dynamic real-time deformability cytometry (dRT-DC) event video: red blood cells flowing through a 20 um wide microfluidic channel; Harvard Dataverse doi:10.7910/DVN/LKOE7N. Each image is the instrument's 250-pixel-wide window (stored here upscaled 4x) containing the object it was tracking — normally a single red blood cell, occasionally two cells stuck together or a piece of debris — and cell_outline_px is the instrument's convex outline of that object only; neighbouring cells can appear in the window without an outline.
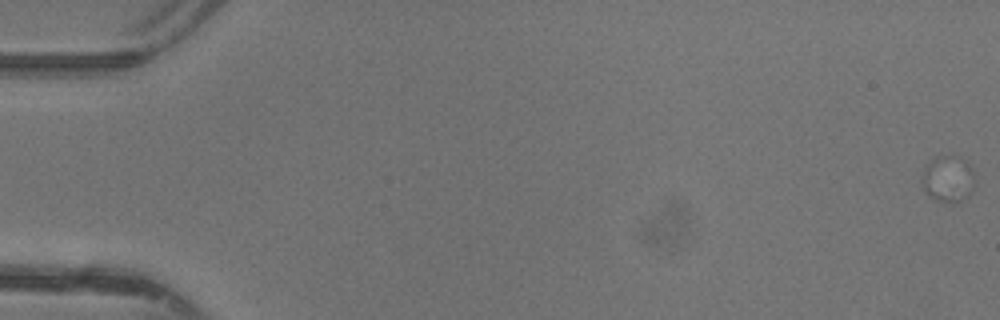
{"species": "common noctule bat (a hibernating species)", "species_latin": "Nyctalus noctula", "temperature_condition": "warm", "stored_images_in_passage": 3, "camera_frame_rate_fps": 3000, "um_per_image_px": 0.085, "animal": {"sex": "female"}, "frame": {"image": 1, "passage_image": 1, "time_ms": 0.0, "image_size_px": [1000, 320], "cell_outline_px": [[976, 184], [972, 192], [968, 196], [960, 200], [936, 200], [924, 188], [924, 164], [936, 156], [960, 156], [972, 168], [976, 180]], "centroid_in_image_um": [80.65, 15.14], "position_along_channel_um": 4.4, "area_um2": 13.99}}